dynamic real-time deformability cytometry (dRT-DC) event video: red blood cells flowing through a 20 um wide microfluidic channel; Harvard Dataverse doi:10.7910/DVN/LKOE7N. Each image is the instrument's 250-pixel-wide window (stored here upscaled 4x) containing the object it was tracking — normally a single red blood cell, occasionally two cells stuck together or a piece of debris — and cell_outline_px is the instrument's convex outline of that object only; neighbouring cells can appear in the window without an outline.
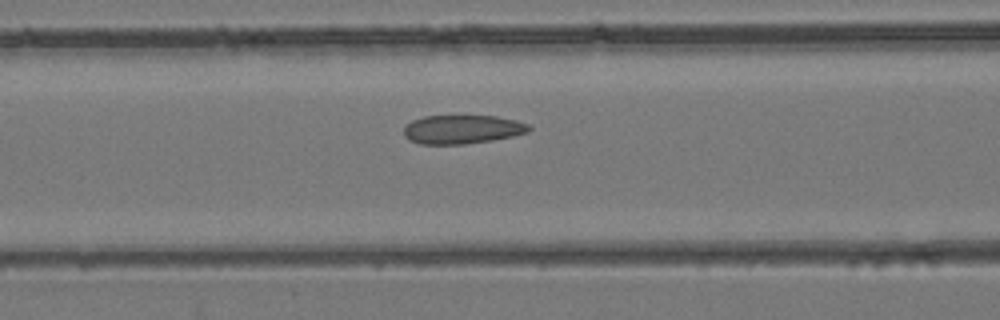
{"species": "common noctule bat (a hibernating species)", "species_latin": "Nyctalus noctula", "temperature_condition": "room temperature", "stored_images_in_passage": 43, "camera_frame_rate_fps": 3000, "um_per_image_px": 0.085, "animal": {"sex": "female", "body_mass_g": 24.6, "forearm_length_mm": 56.2}, "frame": {"image": 1, "passage_image": 17, "time_ms": 5.333, "image_size_px": [1000, 320], "cell_outline_px": [[532, 128], [528, 132], [512, 136], [492, 140], [464, 144], [420, 144], [408, 140], [404, 136], [404, 128], [412, 120], [424, 116], [496, 116], [516, 120], [528, 124]], "centroid_in_image_um": [39.28, 11.0], "position_along_channel_um": 127.3, "area_um2": 20.98}}
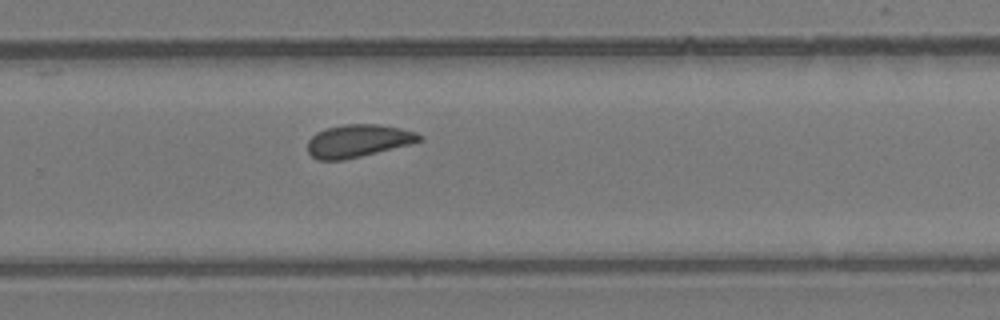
{"frame": {"image": 2, "passage_image": 28, "time_ms": 9.0, "image_size_px": [1000, 320], "cell_outline_px": [[424, 140], [344, 160], [316, 160], [308, 152], [308, 140], [316, 132], [328, 128], [344, 124], [376, 124], [400, 128], [416, 132], [424, 136]], "centroid_in_image_um": [30.43, 11.97], "position_along_channel_um": 299.4, "area_um2": 21.1}}
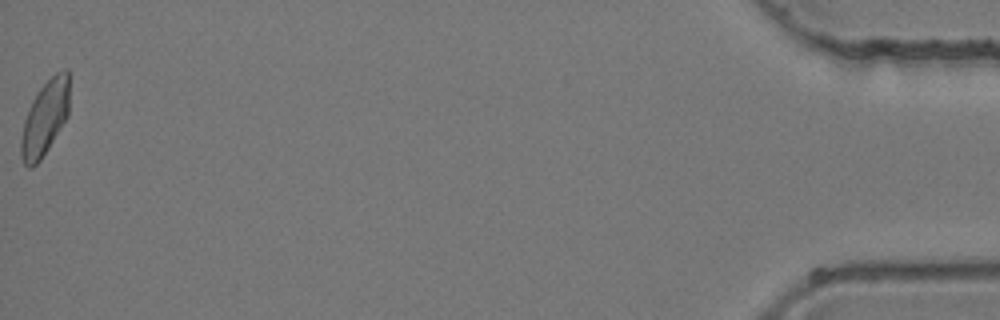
{"frame": {"image": 3, "passage_image": 43, "time_ms": 14.0, "image_size_px": [1000, 320], "cell_outline_px": [[68, 116], [48, 148], [40, 160], [32, 168], [28, 168], [24, 164], [20, 156], [20, 140], [24, 120], [32, 100], [36, 92], [56, 72], [64, 68], [68, 68]], "centroid_in_image_um": [3.79, 10.04], "position_along_channel_um": 431.4, "area_um2": 20.98}}